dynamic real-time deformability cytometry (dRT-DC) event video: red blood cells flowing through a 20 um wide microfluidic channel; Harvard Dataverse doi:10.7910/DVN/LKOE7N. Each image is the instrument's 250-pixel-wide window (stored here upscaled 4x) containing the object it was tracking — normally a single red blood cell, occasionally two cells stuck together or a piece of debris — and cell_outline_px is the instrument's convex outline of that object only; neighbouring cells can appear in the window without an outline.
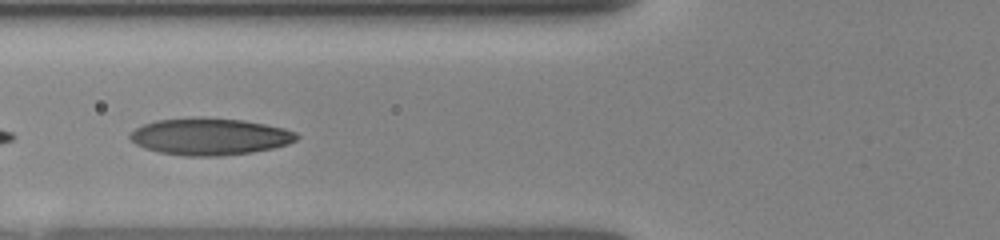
{"species": "human", "species_latin": "Homo sapiens", "temperature_condition": "room temperature", "stored_images_in_passage": 22, "camera_frame_rate_fps": 3000, "um_per_image_px": 0.085, "donor": {"sex": "female"}, "frame": {"image": 1, "passage_image": 9, "time_ms": 1.333, "image_size_px": [1000, 240], "cell_outline_px": [[300, 136], [296, 140], [288, 144], [272, 148], [252, 152], [220, 156], [184, 156], [160, 152], [144, 148], [136, 144], [128, 136], [136, 128], [144, 124], [156, 120], [192, 116], [204, 116], [244, 120], [284, 128], [296, 132]], "centroid_in_image_um": [17.83, 11.59], "position_along_channel_um": 108.0, "area_um2": 36.18}}